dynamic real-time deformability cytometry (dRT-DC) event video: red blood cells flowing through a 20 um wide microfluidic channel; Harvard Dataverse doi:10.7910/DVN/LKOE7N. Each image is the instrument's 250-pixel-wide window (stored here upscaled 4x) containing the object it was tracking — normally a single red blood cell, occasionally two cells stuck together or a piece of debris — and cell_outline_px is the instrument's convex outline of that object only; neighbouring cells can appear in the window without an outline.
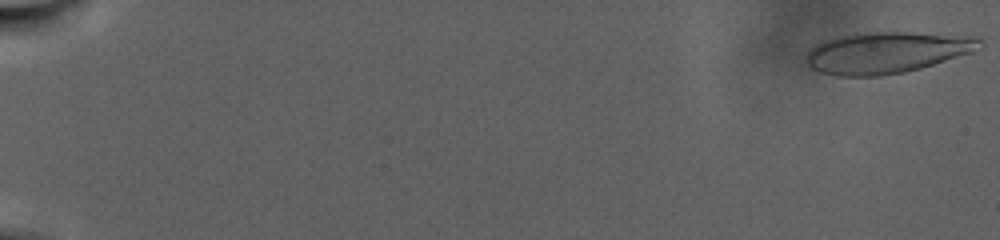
{"species": "human", "species_latin": "Homo sapiens", "temperature_condition": "warm", "stored_images_in_passage": 21, "camera_frame_rate_fps": 3000, "um_per_image_px": 0.085, "donor": {"sex": "male"}, "frame": {"image": 1, "passage_image": 1, "time_ms": 0.0, "image_size_px": [1000, 240], "cell_outline_px": [[984, 44], [980, 48], [972, 52], [920, 68], [904, 72], [880, 76], [836, 76], [820, 72], [812, 68], [808, 64], [808, 52], [816, 44], [840, 36], [856, 32], [908, 32], [980, 36]], "centroid_in_image_um": [75.43, 4.45], "position_along_channel_um": 9.6, "area_um2": 41.85}}